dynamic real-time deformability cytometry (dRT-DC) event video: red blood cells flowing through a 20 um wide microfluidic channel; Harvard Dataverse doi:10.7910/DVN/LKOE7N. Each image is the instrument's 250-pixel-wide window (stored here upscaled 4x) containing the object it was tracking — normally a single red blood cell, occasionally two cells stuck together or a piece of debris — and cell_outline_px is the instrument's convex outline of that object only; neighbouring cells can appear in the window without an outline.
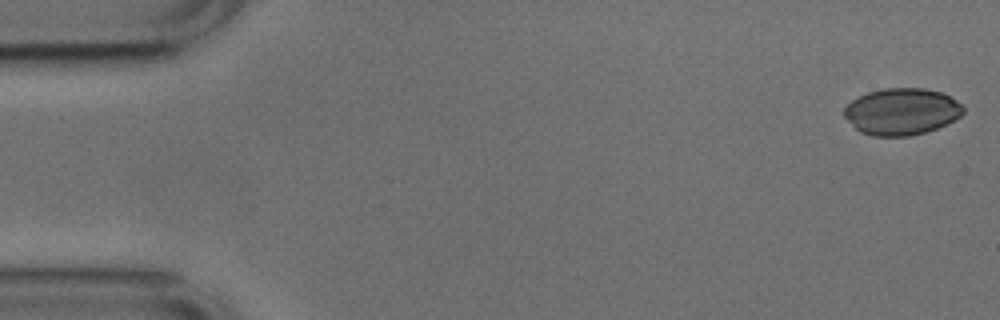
{"species": "common noctule bat (a hibernating species)", "species_latin": "Nyctalus noctula", "temperature_condition": "cold", "stored_images_in_passage": 52, "camera_frame_rate_fps": 3000, "um_per_image_px": 0.085, "animal": {"sex": "male", "body_mass_g": 17.9, "forearm_length_mm": 54.2}, "frame": {"image": 1, "passage_image": 1, "time_ms": 0.0, "image_size_px": [1000, 320], "cell_outline_px": [[964, 112], [960, 116], [948, 124], [924, 132], [908, 136], [872, 136], [860, 132], [844, 116], [844, 108], [852, 100], [868, 92], [884, 88], [924, 88], [940, 92], [956, 100], [964, 108]], "centroid_in_image_um": [76.64, 9.48], "position_along_channel_um": 8.4, "area_um2": 32.25}}
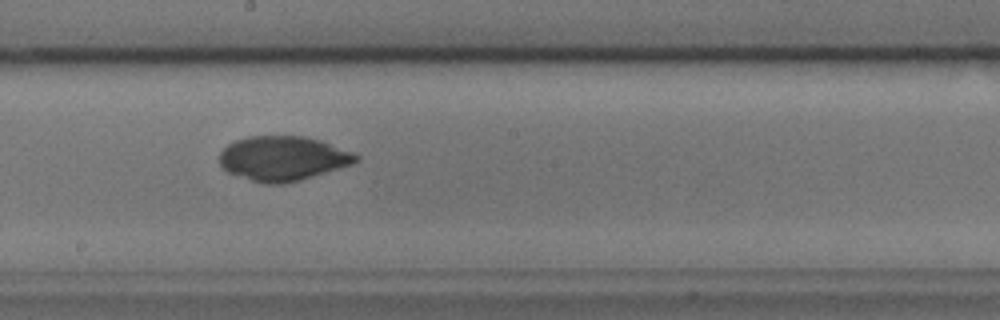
{"frame": {"image": 2, "passage_image": 28, "time_ms": 9.0, "image_size_px": [1000, 320], "cell_outline_px": [[360, 160], [352, 164], [300, 180], [284, 184], [264, 184], [228, 172], [220, 164], [220, 152], [228, 144], [236, 140], [248, 136], [304, 136], [320, 140], [352, 152], [360, 156]], "centroid_in_image_um": [24.05, 13.46], "position_along_channel_um": 224.1, "area_um2": 35.26}}
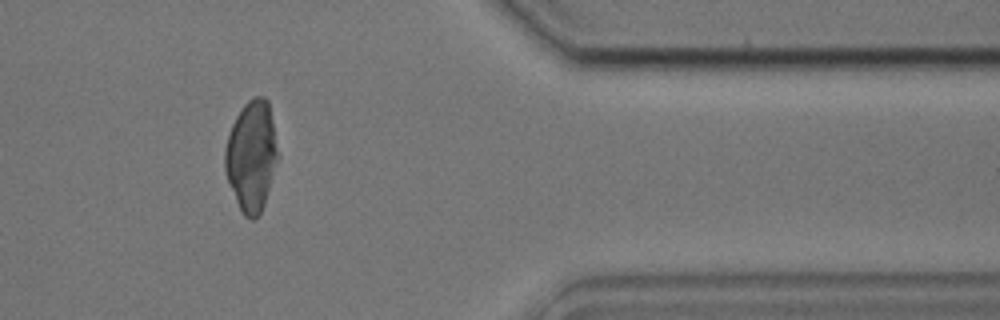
{"frame": {"image": 3, "passage_image": 43, "time_ms": 14.0, "image_size_px": [1000, 320], "cell_outline_px": [[280, 156], [264, 204], [260, 212], [252, 220], [244, 216], [228, 184], [224, 172], [224, 148], [228, 132], [236, 116], [244, 104], [252, 96], [264, 96], [268, 100]], "centroid_in_image_um": [21.37, 13.23], "position_along_channel_um": 390.0, "area_um2": 34.56}}